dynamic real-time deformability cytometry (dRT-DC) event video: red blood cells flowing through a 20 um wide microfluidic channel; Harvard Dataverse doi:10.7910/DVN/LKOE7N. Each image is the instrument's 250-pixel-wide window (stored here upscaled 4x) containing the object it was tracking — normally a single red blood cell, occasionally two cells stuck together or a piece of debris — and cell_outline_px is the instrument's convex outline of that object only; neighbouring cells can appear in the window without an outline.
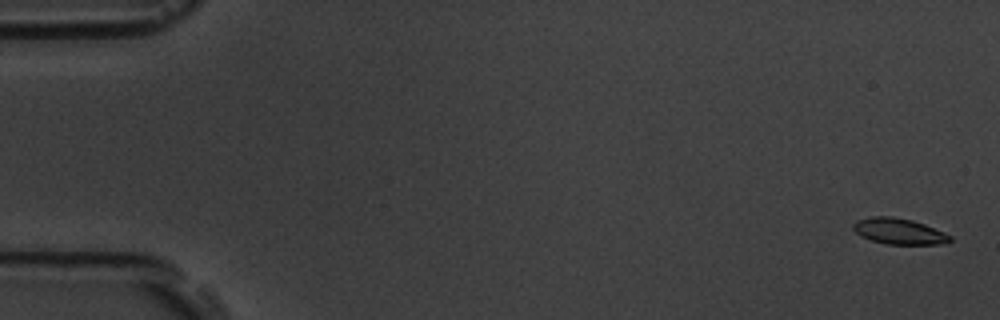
{"species": "common noctule bat (a hibernating species)", "species_latin": "Nyctalus noctula", "temperature_condition": "room temperature", "stored_images_in_passage": 56, "camera_frame_rate_fps": 3000, "um_per_image_px": 0.085, "animal": {"sex": "male", "body_mass_g": 19.5, "forearm_length_mm": 54.6}, "frame": {"image": 1, "passage_image": 2, "time_ms": 0.333, "image_size_px": [1000, 320], "cell_outline_px": [[952, 240], [948, 244], [884, 244], [860, 236], [852, 228], [852, 224], [856, 220], [872, 216], [892, 216], [912, 220], [924, 224], [944, 232], [952, 236]], "centroid_in_image_um": [76.42, 19.66], "position_along_channel_um": 8.6, "area_um2": 14.8}}
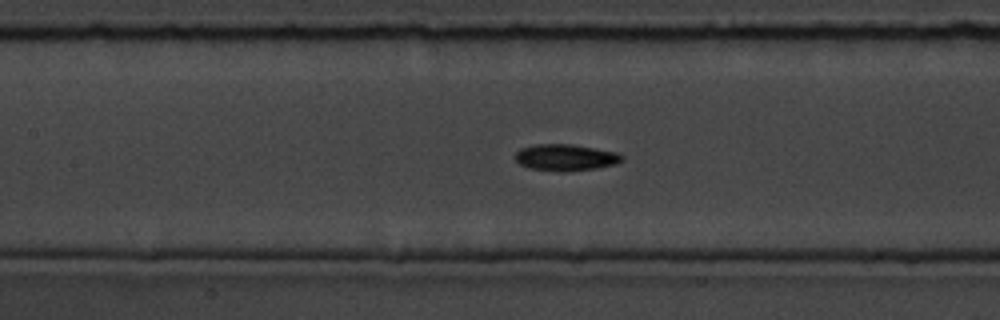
{"frame": {"image": 2, "passage_image": 26, "time_ms": 8.333, "image_size_px": [1000, 320], "cell_outline_px": [[624, 160], [616, 164], [596, 168], [564, 172], [560, 172], [528, 168], [520, 164], [516, 160], [516, 152], [520, 148], [536, 144], [572, 144], [616, 152], [624, 156]], "centroid_in_image_um": [48.08, 13.39], "position_along_channel_um": 159.3, "area_um2": 16.59}}
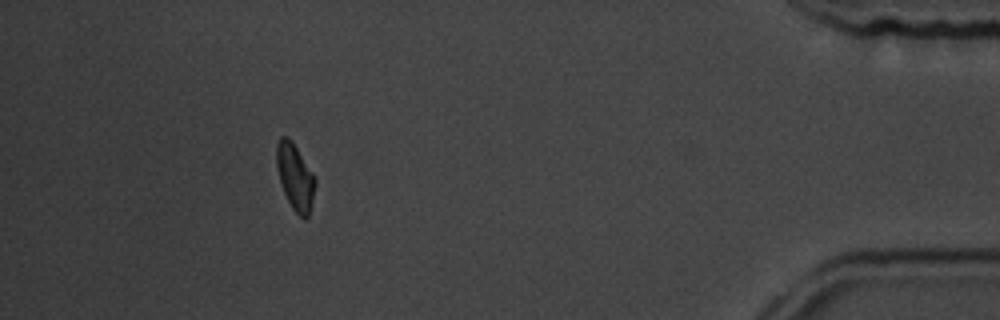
{"frame": {"image": 3, "passage_image": 51, "time_ms": 16.667, "image_size_px": [1000, 320], "cell_outline_px": [[316, 184], [312, 204], [308, 216], [304, 220], [292, 208], [284, 192], [280, 180], [276, 164], [276, 144], [280, 136], [288, 136], [292, 140], [312, 172], [316, 180]], "centroid_in_image_um": [25.09, 15.01], "position_along_channel_um": 410.1, "area_um2": 14.91}, "authors_computed_cell_mechanics": {"area_um2": 15.1725, "velocity_mm_per_s": 3.6931, "shape_relaxation_time_tau1_ms": 1.7606, "shape_relaxation_time_tau2_ms": 4.4471, "deformation_change_tau1": 0.1209, "deformation_change_tau2": 0.0926}}